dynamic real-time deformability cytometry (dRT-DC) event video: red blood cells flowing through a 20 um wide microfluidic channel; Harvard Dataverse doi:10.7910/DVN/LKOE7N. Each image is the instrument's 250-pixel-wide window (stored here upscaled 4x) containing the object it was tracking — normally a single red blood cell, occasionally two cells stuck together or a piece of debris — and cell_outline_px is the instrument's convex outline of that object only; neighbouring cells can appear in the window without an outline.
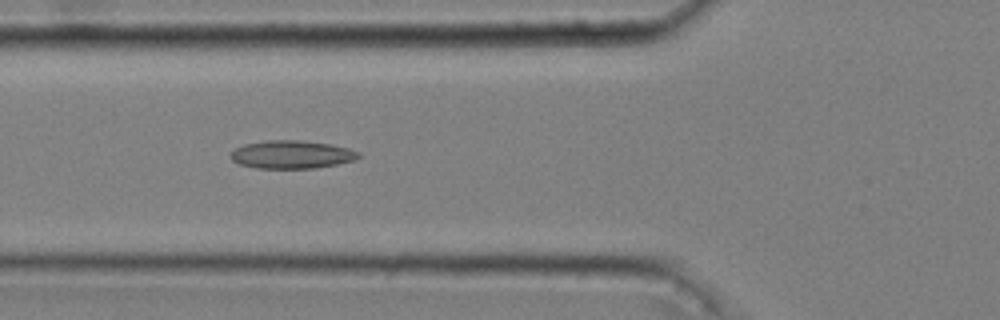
{"species": "common noctule bat (a hibernating species)", "species_latin": "Nyctalus noctula", "temperature_condition": "cold", "stored_images_in_passage": 51, "camera_frame_rate_fps": 3000, "um_per_image_px": 0.085, "animal": {"sex": "male", "body_mass_g": 20.4}, "frame": {"image": 1, "passage_image": 18, "time_ms": 5.667, "image_size_px": [1000, 320], "cell_outline_px": [[360, 156], [356, 160], [316, 168], [256, 168], [240, 164], [232, 160], [232, 152], [236, 148], [244, 144], [264, 140], [300, 140], [328, 144], [348, 148], [360, 152]], "centroid_in_image_um": [24.81, 13.13], "position_along_channel_um": 101.0, "area_um2": 20.81}}
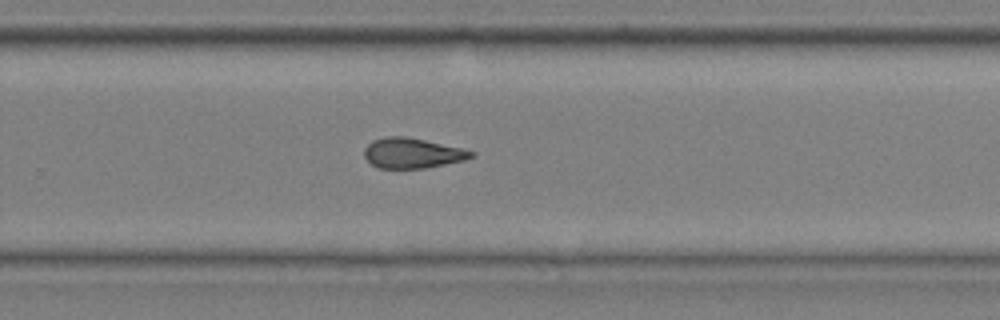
{"frame": {"image": 2, "passage_image": 34, "time_ms": 11.0, "image_size_px": [1000, 320], "cell_outline_px": [[476, 156], [464, 160], [424, 168], [380, 168], [372, 164], [364, 156], [364, 148], [372, 140], [384, 136], [404, 136], [424, 140], [460, 148], [476, 152]], "centroid_in_image_um": [35.03, 13.01], "position_along_channel_um": 294.8, "area_um2": 18.67}}
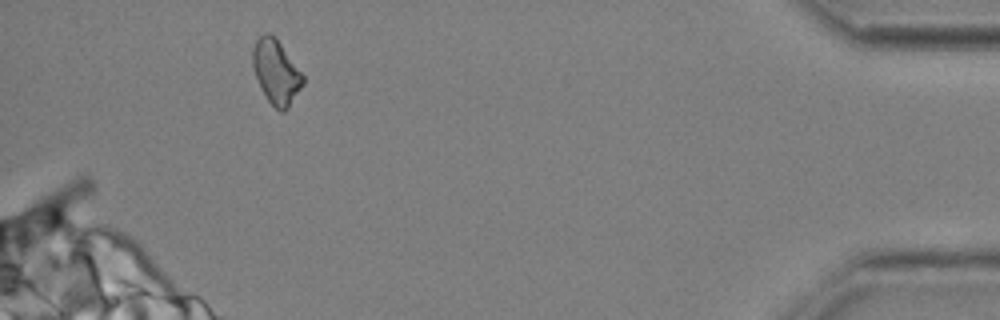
{"frame": {"image": 3, "passage_image": 48, "time_ms": 15.667, "image_size_px": [1000, 320], "cell_outline_px": [[304, 84], [288, 108], [284, 112], [280, 112], [268, 100], [252, 68], [252, 48], [256, 40], [264, 32], [268, 32], [276, 36], [304, 76]], "centroid_in_image_um": [23.47, 6.08], "position_along_channel_um": 411.7, "area_um2": 18.84}, "authors_computed_cell_mechanics": {"area_um2": 19.1896, "velocity_mm_per_s": 3.6377, "shape_relaxation_time_tau1_ms": null, "shape_relaxation_time_tau2_ms": 3.2255, "deformation_change_tau1": null, "deformation_change_tau2": 0.11}}